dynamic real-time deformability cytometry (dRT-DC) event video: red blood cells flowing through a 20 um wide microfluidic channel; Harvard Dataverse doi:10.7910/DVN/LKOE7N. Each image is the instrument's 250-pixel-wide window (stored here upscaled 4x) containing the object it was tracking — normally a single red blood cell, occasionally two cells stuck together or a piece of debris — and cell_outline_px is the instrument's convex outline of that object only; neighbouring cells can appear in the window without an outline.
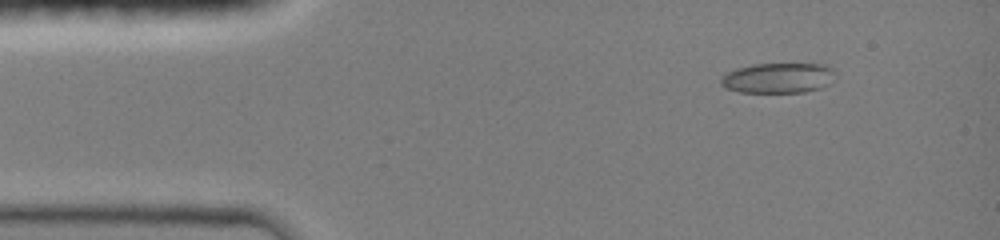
{"species": "common noctule bat (a hibernating species)", "species_latin": "Nyctalus noctula", "temperature_condition": "room temperature", "stored_images_in_passage": 4, "camera_frame_rate_fps": 3000, "um_per_image_px": 0.085, "animal": {"sex": "female", "body_mass_g": 19.0, "forearm_length_mm": 51.5}, "frame": {"image": 1, "passage_image": 2, "time_ms": 1.333, "image_size_px": [1000, 240], "cell_outline_px": [[832, 72], [820, 88], [804, 92], [740, 92], [724, 88], [720, 84], [720, 80], [728, 72], [736, 68], [752, 64], [820, 64], [832, 68]], "centroid_in_image_um": [66.0, 6.63], "position_along_channel_um": 19.0, "area_um2": 19.54}}
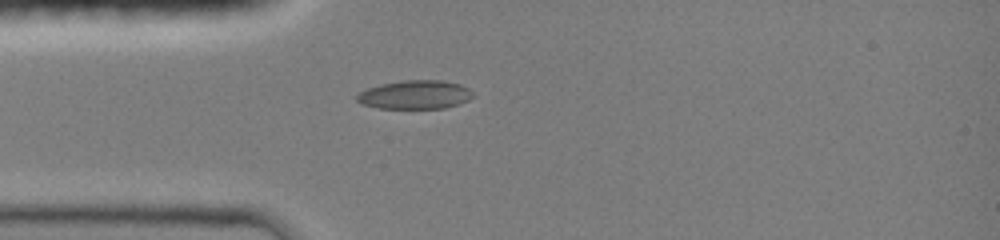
{"frame": {"image": 2, "passage_image": 4, "time_ms": 3.667, "image_size_px": [1000, 240], "cell_outline_px": [[476, 96], [468, 100], [444, 108], [380, 108], [364, 104], [356, 100], [356, 96], [360, 92], [368, 88], [380, 84], [400, 80], [440, 80], [460, 84], [468, 88]], "centroid_in_image_um": [35.29, 8.04], "position_along_channel_um": 49.7, "area_um2": 19.31}}